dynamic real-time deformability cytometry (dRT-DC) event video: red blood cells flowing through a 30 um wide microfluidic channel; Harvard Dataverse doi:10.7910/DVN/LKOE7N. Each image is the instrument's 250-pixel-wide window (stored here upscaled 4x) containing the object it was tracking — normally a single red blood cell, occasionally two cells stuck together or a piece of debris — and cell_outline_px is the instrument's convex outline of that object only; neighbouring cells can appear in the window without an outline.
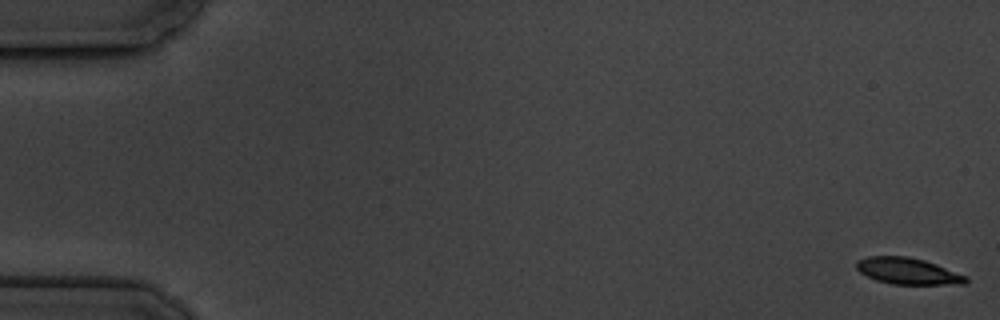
{"species": "common noctule bat (a hibernating species)", "species_latin": "Nyctalus noctula", "temperature_condition": "cold", "stored_images_in_passage": 7, "camera_frame_rate_fps": 3000, "um_per_image_px": 0.085, "animal": {"sex": "male", "body_mass_g": 19.5, "forearm_length_mm": 54.6}, "frame": {"image": 1, "passage_image": 1, "time_ms": 0.0, "image_size_px": [1000, 320], "cell_outline_px": [[968, 284], [892, 284], [876, 280], [860, 272], [856, 268], [856, 260], [868, 256], [908, 256], [924, 260], [936, 264], [968, 276]], "centroid_in_image_um": [77.18, 23.04], "position_along_channel_um": 7.8, "area_um2": 16.94}}
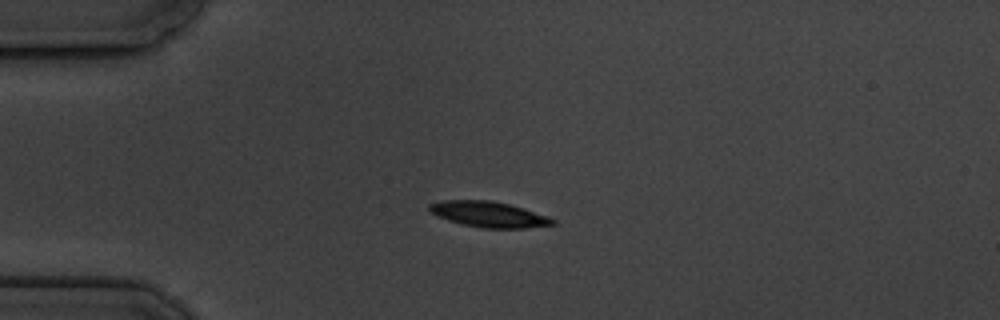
{"frame": {"image": 2, "passage_image": 5, "time_ms": 4.667, "image_size_px": [1000, 320], "cell_outline_px": [[556, 224], [524, 228], [480, 228], [460, 224], [436, 216], [428, 208], [428, 204], [440, 200], [492, 200], [524, 208], [548, 216], [556, 220]], "centroid_in_image_um": [41.53, 18.22], "position_along_channel_um": 43.5, "area_um2": 18.61}}